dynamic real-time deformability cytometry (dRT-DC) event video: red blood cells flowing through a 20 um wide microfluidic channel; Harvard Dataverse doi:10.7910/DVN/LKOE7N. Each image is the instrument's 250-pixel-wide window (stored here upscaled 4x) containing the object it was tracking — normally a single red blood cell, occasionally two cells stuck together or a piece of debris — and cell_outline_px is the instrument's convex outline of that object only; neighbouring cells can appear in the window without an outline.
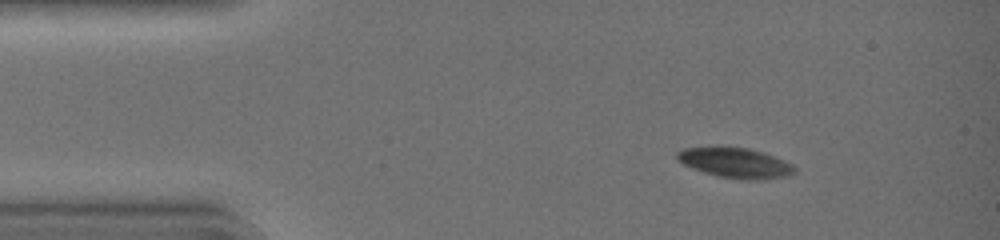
{"species": "common noctule bat (a hibernating species)", "species_latin": "Nyctalus noctula", "temperature_condition": "warm", "stored_images_in_passage": 6, "camera_frame_rate_fps": 3000, "um_per_image_px": 0.085, "animal": {"sex": "female", "body_mass_g": 19.0, "forearm_length_mm": 51.5}, "frame": {"image": 1, "passage_image": 1, "time_ms": 0.0, "image_size_px": [1000, 240], "cell_outline_px": [[796, 172], [788, 176], [748, 180], [740, 180], [716, 176], [692, 168], [676, 160], [676, 152], [684, 148], [748, 148], [764, 152], [784, 160], [792, 164], [796, 168]], "centroid_in_image_um": [62.52, 13.86], "position_along_channel_um": 22.5, "area_um2": 20.4}}